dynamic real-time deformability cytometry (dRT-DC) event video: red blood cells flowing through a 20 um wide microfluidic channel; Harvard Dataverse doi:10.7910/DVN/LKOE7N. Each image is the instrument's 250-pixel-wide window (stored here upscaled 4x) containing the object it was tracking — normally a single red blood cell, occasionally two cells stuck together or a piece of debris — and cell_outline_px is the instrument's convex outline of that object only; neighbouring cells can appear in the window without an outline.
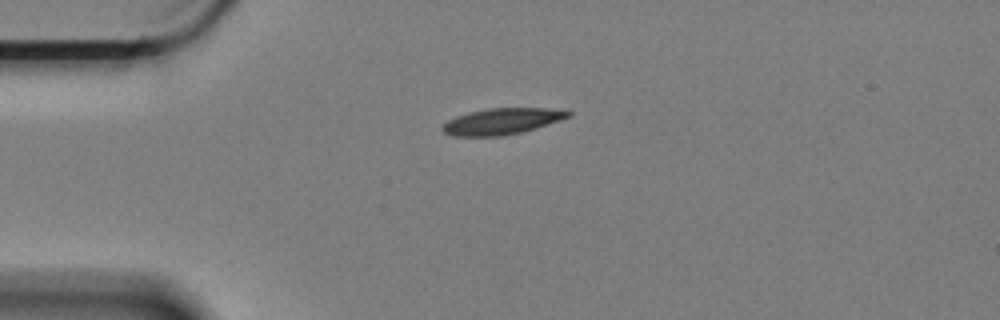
{"species": "Egyptian fruit bat (a non-hibernating species)", "species_latin": "Rousettus aegyptiacus", "temperature_condition": "cold", "stored_images_in_passage": 2, "camera_frame_rate_fps": 3000, "um_per_image_px": 0.085, "animal": {"sex": "female"}, "frame": {"image": 1, "passage_image": 2, "time_ms": 0.333, "image_size_px": [1000, 320], "cell_outline_px": [[572, 116], [536, 128], [520, 132], [500, 136], [452, 136], [444, 132], [440, 128], [448, 120], [456, 116], [468, 112], [488, 108], [568, 108], [572, 112]], "centroid_in_image_um": [42.72, 10.29], "position_along_channel_um": 42.3, "area_um2": 19.42}}